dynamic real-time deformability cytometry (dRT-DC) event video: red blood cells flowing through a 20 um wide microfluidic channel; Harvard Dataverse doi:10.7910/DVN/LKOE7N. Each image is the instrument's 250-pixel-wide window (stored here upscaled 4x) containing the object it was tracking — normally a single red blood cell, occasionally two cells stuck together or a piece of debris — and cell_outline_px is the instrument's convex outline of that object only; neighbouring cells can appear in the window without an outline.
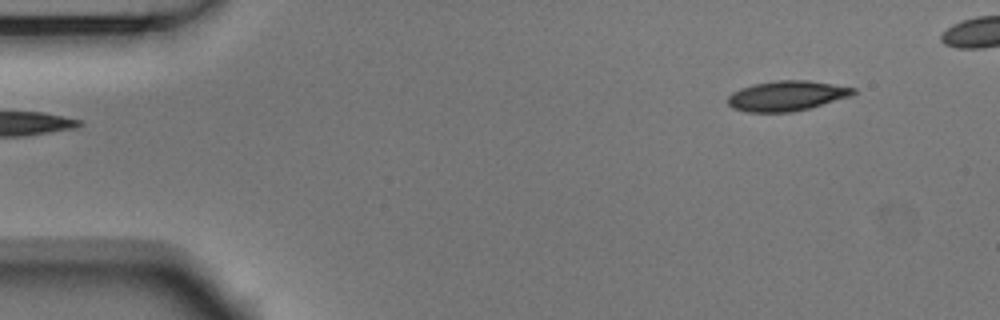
{"species": "Egyptian fruit bat (a non-hibernating species)", "species_latin": "Rousettus aegyptiacus", "temperature_condition": "room temperature", "stored_images_in_passage": 4, "segment_of_instrument_passage": [2, 2], "camera_frame_rate_fps": 3000, "um_per_image_px": 0.085, "animal": {"sex": "male"}, "frame": {"image": 1, "passage_image": 4, "time_ms": 1.0, "image_size_px": [1000, 320], "cell_outline_px": [[856, 92], [852, 96], [808, 108], [792, 112], [748, 112], [732, 108], [728, 104], [728, 96], [732, 92], [740, 88], [752, 84], [776, 80], [808, 80], [856, 88]], "centroid_in_image_um": [66.86, 8.14], "position_along_channel_um": 18.1, "area_um2": 22.02}}